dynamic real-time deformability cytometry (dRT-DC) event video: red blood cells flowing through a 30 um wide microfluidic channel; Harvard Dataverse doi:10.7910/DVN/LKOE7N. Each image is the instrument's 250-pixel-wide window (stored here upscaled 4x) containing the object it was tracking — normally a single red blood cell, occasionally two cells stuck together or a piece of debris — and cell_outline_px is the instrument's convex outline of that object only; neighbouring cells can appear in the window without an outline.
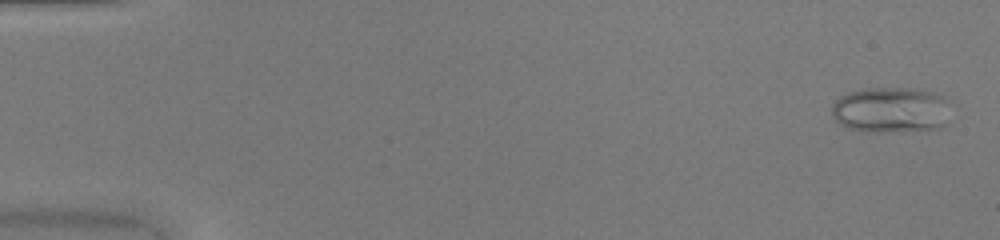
{"species": "common noctule bat (a hibernating species)", "species_latin": "Nyctalus noctula", "temperature_condition": "warm", "stored_images_in_passage": 50, "camera_frame_rate_fps": 3000, "um_per_image_px": 0.085, "animal": {"sex": "female", "body_mass_g": 20.0, "forearm_length_mm": 54.0}, "frame": {"image": 1, "passage_image": 2, "time_ms": 0.333, "image_size_px": [1000, 240], "cell_outline_px": [[948, 124], [944, 128], [880, 132], [868, 132], [848, 128], [840, 124], [832, 116], [832, 104], [840, 96], [848, 92], [864, 88], [916, 88], [932, 92], [944, 96]], "centroid_in_image_um": [75.69, 9.34], "position_along_channel_um": 9.3, "area_um2": 31.79}}
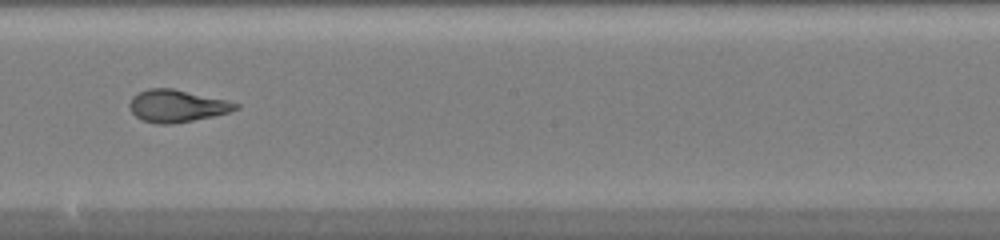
{"frame": {"image": 2, "passage_image": 29, "time_ms": 9.333, "image_size_px": [1000, 240], "cell_outline_px": [[240, 108], [228, 112], [212, 116], [172, 124], [156, 124], [140, 120], [132, 112], [128, 104], [132, 96], [148, 88], [172, 88], [224, 100], [240, 104]], "centroid_in_image_um": [14.98, 9.01], "position_along_channel_um": 233.2, "area_um2": 19.77}}
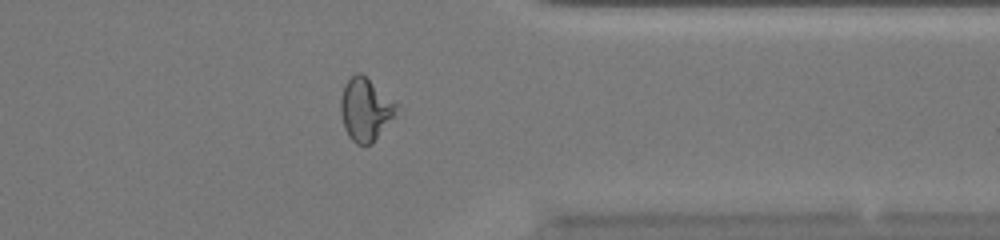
{"frame": {"image": 3, "passage_image": 40, "time_ms": 13.0, "image_size_px": [1000, 240], "cell_outline_px": [[400, 104], [392, 116], [372, 144], [364, 148], [356, 144], [348, 136], [344, 128], [340, 112], [340, 100], [344, 84], [356, 72], [360, 72]], "centroid_in_image_um": [31.03, 9.31], "position_along_channel_um": 380.4, "area_um2": 20.46}, "authors_computed_cell_mechanics": {"area_um2": 21.7328, "velocity_mm_per_s": 4.1947, "shape_relaxation_time_tau1_ms": 7.7527, "shape_relaxation_time_tau2_ms": 0.9669, "deformation_change_tau1": 0.2727, "deformation_change_tau2": 0.0656}}